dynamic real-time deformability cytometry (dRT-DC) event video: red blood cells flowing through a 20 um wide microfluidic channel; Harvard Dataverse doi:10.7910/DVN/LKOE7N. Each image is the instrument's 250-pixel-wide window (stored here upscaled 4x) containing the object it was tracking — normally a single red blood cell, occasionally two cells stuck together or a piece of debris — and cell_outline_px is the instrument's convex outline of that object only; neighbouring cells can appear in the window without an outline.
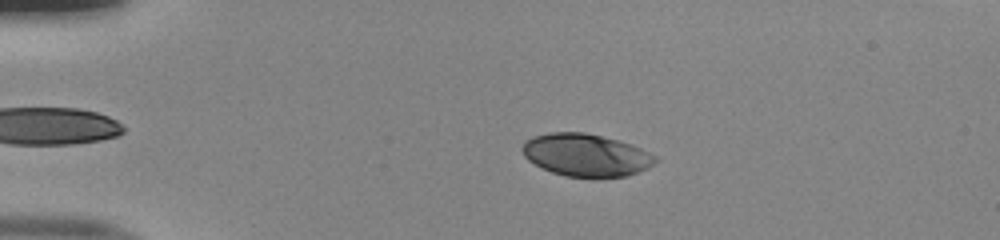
{"species": "human", "species_latin": "Homo sapiens", "temperature_condition": "room temperature", "stored_images_in_passage": 44, "camera_frame_rate_fps": 3000, "um_per_image_px": 0.085, "donor": {"sex": "male"}, "frame": {"image": 1, "passage_image": 11, "time_ms": 3.333, "image_size_px": [1000, 240], "cell_outline_px": [[660, 160], [648, 168], [628, 176], [564, 176], [552, 172], [528, 160], [524, 156], [520, 148], [524, 140], [532, 136], [548, 132], [584, 132], [620, 140], [632, 144], [656, 156]], "centroid_in_image_um": [49.8, 13.15], "position_along_channel_um": 35.2, "area_um2": 33.06}}
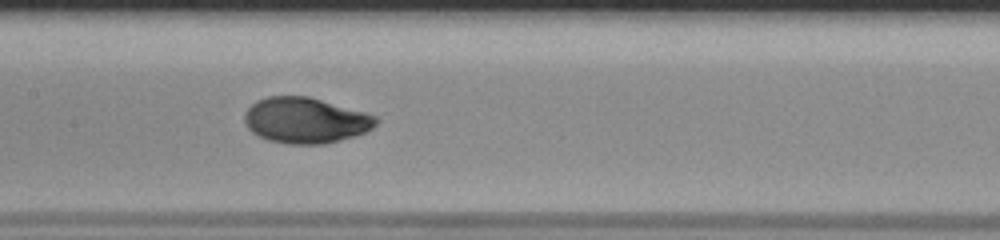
{"frame": {"image": 2, "passage_image": 26, "time_ms": 8.333, "image_size_px": [1000, 240], "cell_outline_px": [[380, 120], [372, 128], [364, 132], [352, 136], [324, 144], [288, 144], [268, 140], [252, 132], [248, 128], [244, 120], [244, 112], [256, 100], [268, 96], [308, 96], [364, 112], [376, 116]], "centroid_in_image_um": [25.94, 10.22], "position_along_channel_um": 181.5, "area_um2": 34.85}}
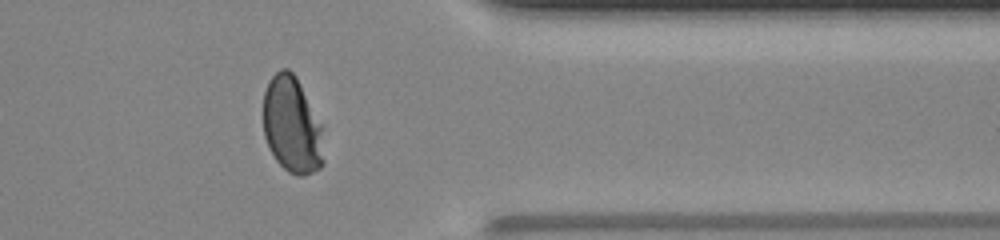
{"frame": {"image": 3, "passage_image": 42, "time_ms": 13.667, "image_size_px": [1000, 240], "cell_outline_px": [[324, 164], [320, 168], [304, 176], [296, 176], [288, 172], [276, 160], [268, 148], [264, 136], [264, 92], [268, 80], [280, 68], [288, 68], [296, 76], [320, 124], [324, 160]], "centroid_in_image_um": [24.79, 10.66], "position_along_channel_um": 386.6, "area_um2": 33.87}, "authors_computed_cell_mechanics": {"area_um2": 34.3621, "velocity_mm_per_s": 4.012, "shape_relaxation_time_tau1_ms": 3.3041, "shape_relaxation_time_tau2_ms": null, "deformation_change_tau1": 0.1614, "deformation_change_tau2": null}}